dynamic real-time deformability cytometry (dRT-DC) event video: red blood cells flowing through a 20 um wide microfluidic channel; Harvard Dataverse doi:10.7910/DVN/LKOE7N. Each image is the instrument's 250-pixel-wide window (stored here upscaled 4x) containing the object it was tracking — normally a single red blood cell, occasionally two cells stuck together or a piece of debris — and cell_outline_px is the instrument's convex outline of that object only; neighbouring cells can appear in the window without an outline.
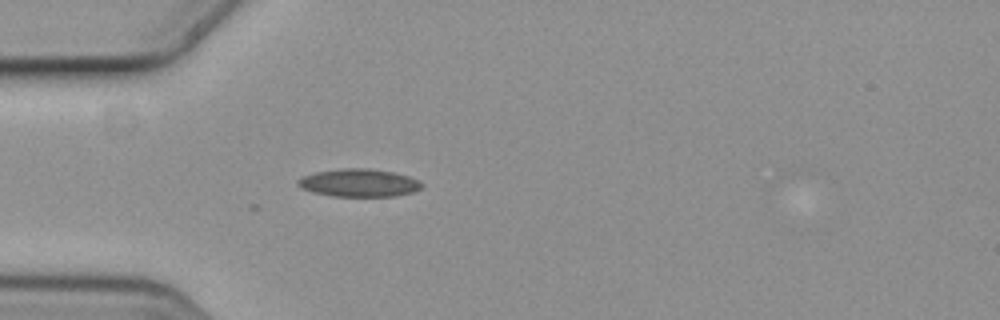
{"species": "common noctule bat (a hibernating species)", "species_latin": "Nyctalus noctula", "temperature_condition": "cold", "stored_images_in_passage": 1, "camera_frame_rate_fps": 3000, "um_per_image_px": 0.085, "animal": {"sex": "female", "body_mass_g": 19.3, "forearm_length_mm": 54.1}, "frame": {"image": 1, "passage_image": 1, "time_ms": 0.0, "image_size_px": [1000, 320], "cell_outline_px": [[424, 184], [420, 188], [412, 192], [396, 196], [332, 196], [312, 192], [300, 188], [296, 184], [296, 180], [304, 176], [316, 172], [344, 168], [368, 168], [392, 172], [408, 176], [420, 180]], "centroid_in_image_um": [30.5, 15.54], "position_along_channel_um": 54.5, "area_um2": 20.11}}